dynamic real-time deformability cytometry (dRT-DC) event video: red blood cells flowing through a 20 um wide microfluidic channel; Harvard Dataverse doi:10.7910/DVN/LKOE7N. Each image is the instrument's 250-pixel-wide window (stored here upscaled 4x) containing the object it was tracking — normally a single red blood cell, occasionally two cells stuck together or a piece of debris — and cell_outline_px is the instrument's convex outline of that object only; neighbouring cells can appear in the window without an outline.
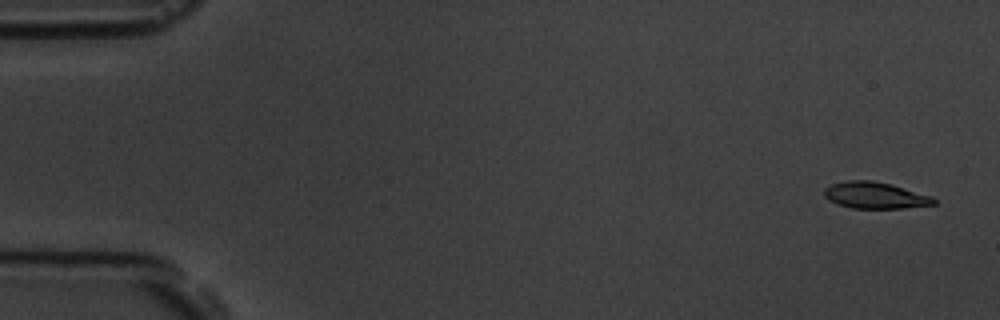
{"species": "common noctule bat (a hibernating species)", "species_latin": "Nyctalus noctula", "temperature_condition": "room temperature", "stored_images_in_passage": 5, "camera_frame_rate_fps": 3000, "um_per_image_px": 0.085, "animal": {"sex": "male", "body_mass_g": 19.5, "forearm_length_mm": 54.6}, "frame": {"image": 1, "passage_image": 1, "time_ms": 0.0, "image_size_px": [1000, 320], "cell_outline_px": [[936, 204], [904, 208], [852, 208], [836, 204], [828, 200], [824, 196], [824, 188], [832, 184], [848, 180], [872, 180], [892, 184], [932, 196], [936, 200]], "centroid_in_image_um": [74.38, 16.6], "position_along_channel_um": 10.6, "area_um2": 17.05}}
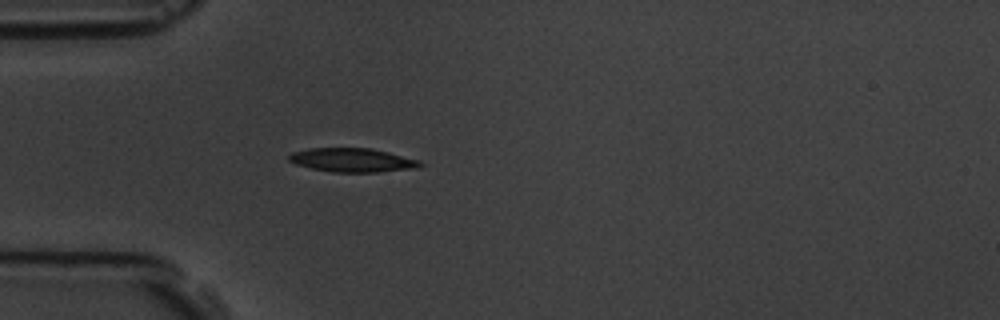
{"frame": {"image": 2, "passage_image": 5, "time_ms": 4.667, "image_size_px": [1000, 320], "cell_outline_px": [[424, 164], [416, 168], [376, 172], [332, 172], [312, 168], [296, 164], [288, 160], [288, 156], [292, 152], [308, 148], [372, 148], [420, 160]], "centroid_in_image_um": [29.95, 13.6], "position_along_channel_um": 55.0, "area_um2": 18.21}}